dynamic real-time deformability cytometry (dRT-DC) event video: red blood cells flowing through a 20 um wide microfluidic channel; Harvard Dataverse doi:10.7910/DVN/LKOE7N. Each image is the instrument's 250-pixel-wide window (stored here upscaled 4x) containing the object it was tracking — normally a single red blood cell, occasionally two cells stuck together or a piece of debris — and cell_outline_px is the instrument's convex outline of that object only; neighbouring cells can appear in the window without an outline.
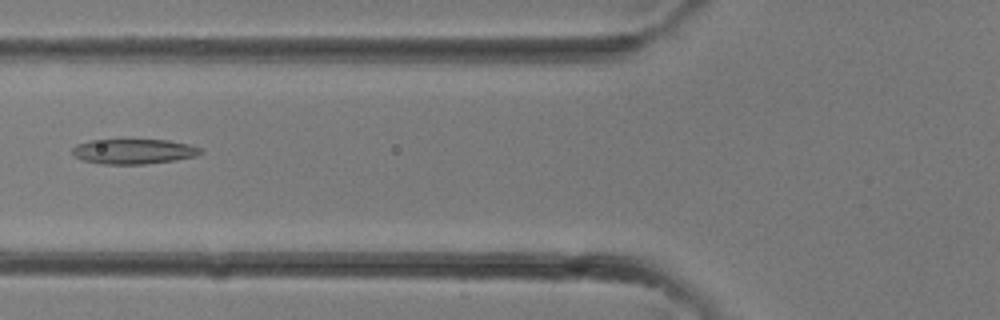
{"species": "common noctule bat (a hibernating species)", "species_latin": "Nyctalus noctula", "temperature_condition": "room temperature", "stored_images_in_passage": 26, "camera_frame_rate_fps": 3000, "um_per_image_px": 0.085, "animal": {"sex": "female"}, "frame": {"image": 1, "passage_image": 6, "time_ms": 1.667, "image_size_px": [1000, 320], "cell_outline_px": [[204, 152], [196, 156], [176, 160], [144, 164], [100, 164], [84, 160], [76, 156], [72, 152], [72, 148], [76, 144], [88, 140], [168, 140], [188, 144], [200, 148]], "centroid_in_image_um": [11.36, 12.87], "position_along_channel_um": 114.4, "area_um2": 18.67}}
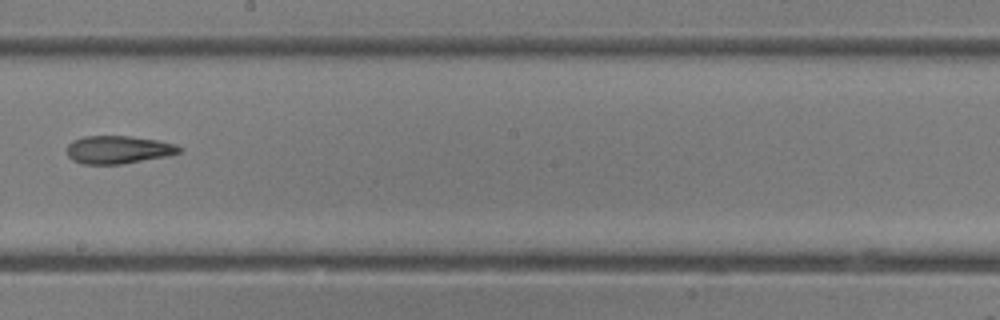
{"frame": {"image": 2, "passage_image": 12, "time_ms": 3.667, "image_size_px": [1000, 320], "cell_outline_px": [[184, 148], [180, 152], [168, 156], [120, 164], [84, 164], [72, 160], [68, 156], [68, 144], [72, 140], [84, 136], [128, 136], [156, 140], [176, 144]], "centroid_in_image_um": [10.06, 12.72], "position_along_channel_um": 238.1, "area_um2": 18.26}}
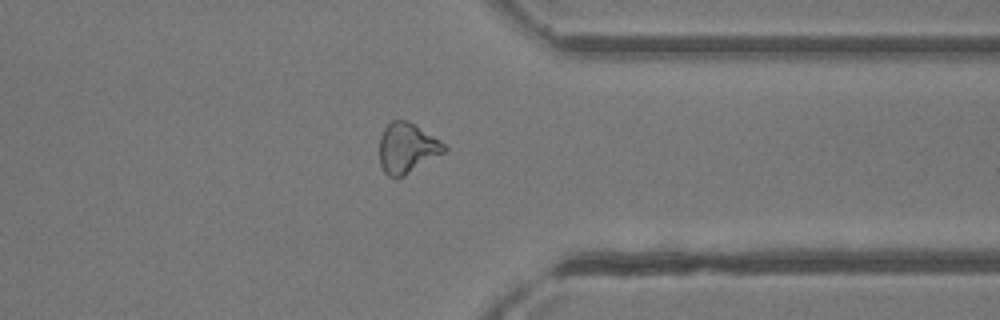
{"frame": {"image": 3, "passage_image": 19, "time_ms": 6.0, "image_size_px": [1000, 320], "cell_outline_px": [[448, 148], [444, 152], [404, 176], [388, 176], [384, 172], [380, 164], [380, 136], [384, 128], [392, 120], [408, 120], [416, 124], [448, 144]], "centroid_in_image_um": [34.63, 12.55], "position_along_channel_um": 376.8, "area_um2": 19.07}}